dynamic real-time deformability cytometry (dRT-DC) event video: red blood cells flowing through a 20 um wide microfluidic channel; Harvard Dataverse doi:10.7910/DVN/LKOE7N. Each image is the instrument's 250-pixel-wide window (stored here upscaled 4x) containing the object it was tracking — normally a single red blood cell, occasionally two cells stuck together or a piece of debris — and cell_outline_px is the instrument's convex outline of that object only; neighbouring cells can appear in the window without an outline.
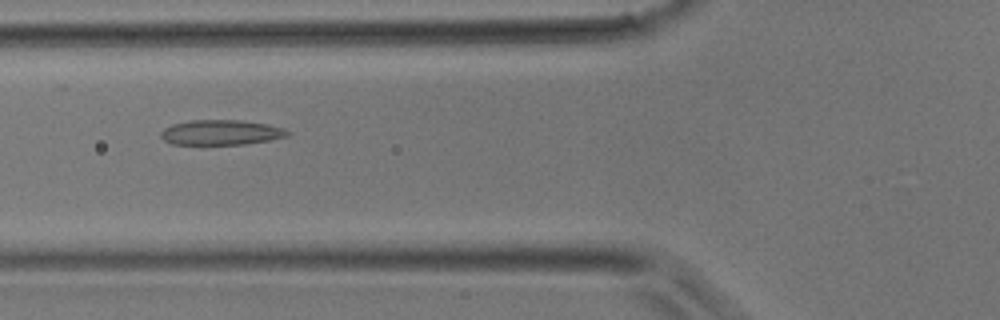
{"species": "common noctule bat (a hibernating species)", "species_latin": "Nyctalus noctula", "temperature_condition": "room temperature", "stored_images_in_passage": 30, "camera_frame_rate_fps": 3000, "um_per_image_px": 0.085, "animal": {"sex": "male", "body_mass_g": 17.9}, "frame": {"image": 1, "passage_image": 5, "time_ms": 1.333, "image_size_px": [1000, 320], "cell_outline_px": [[292, 132], [288, 136], [268, 140], [244, 144], [172, 144], [164, 140], [160, 136], [160, 132], [164, 128], [172, 124], [188, 120], [240, 120], [264, 124], [284, 128]], "centroid_in_image_um": [18.76, 11.25], "position_along_channel_um": 107.0, "area_um2": 18.44}}
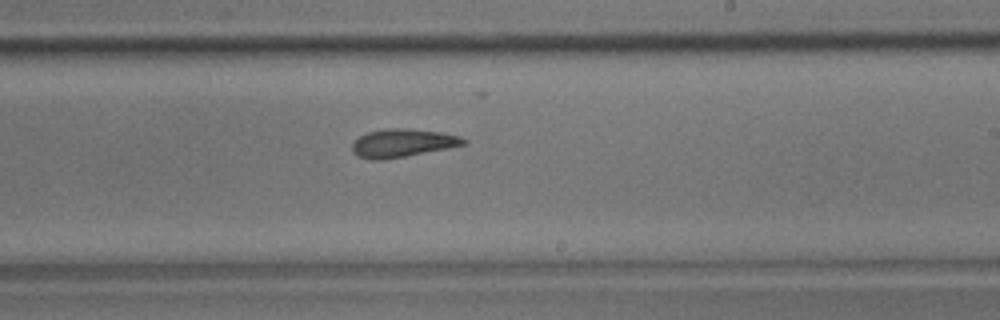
{"frame": {"image": 2, "passage_image": 14, "time_ms": 4.333, "image_size_px": [1000, 320], "cell_outline_px": [[468, 144], [448, 148], [384, 160], [368, 160], [356, 156], [352, 152], [352, 144], [360, 136], [368, 132], [388, 128], [404, 128], [440, 132], [460, 136], [468, 140]], "centroid_in_image_um": [34.21, 12.17], "position_along_channel_um": 254.8, "area_um2": 18.38}}
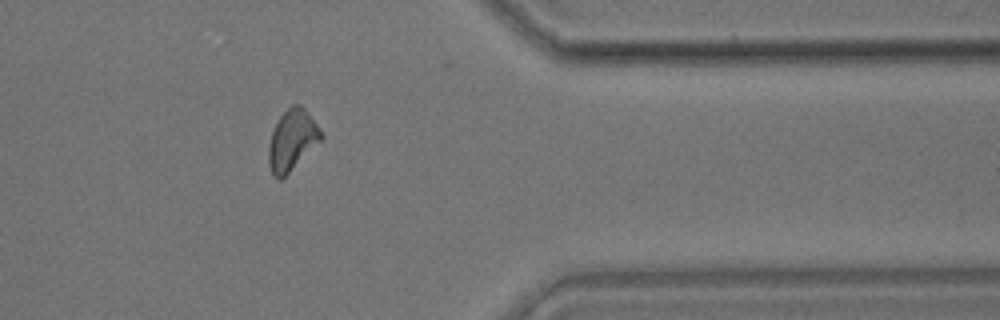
{"frame": {"image": 3, "passage_image": 23, "time_ms": 7.333, "image_size_px": [1000, 320], "cell_outline_px": [[324, 136], [280, 180], [272, 176], [268, 164], [268, 144], [272, 132], [280, 116], [292, 104], [300, 104], [308, 112], [320, 128]], "centroid_in_image_um": [24.8, 11.89], "position_along_channel_um": 386.6, "area_um2": 18.26}}